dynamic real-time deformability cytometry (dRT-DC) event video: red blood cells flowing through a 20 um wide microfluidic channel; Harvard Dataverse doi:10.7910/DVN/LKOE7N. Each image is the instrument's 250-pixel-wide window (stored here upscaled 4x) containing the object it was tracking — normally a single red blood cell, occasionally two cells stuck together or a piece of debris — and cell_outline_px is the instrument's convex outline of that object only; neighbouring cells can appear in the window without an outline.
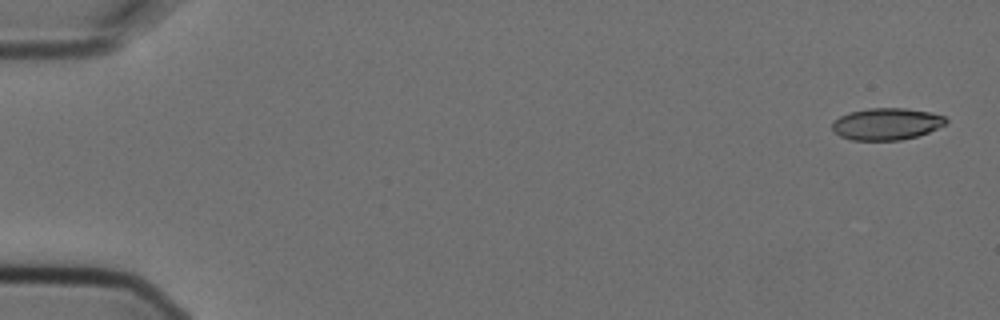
{"species": "Egyptian fruit bat (a non-hibernating species)", "species_latin": "Rousettus aegyptiacus", "temperature_condition": "cold", "stored_images_in_passage": 5, "camera_frame_rate_fps": 3000, "um_per_image_px": 0.085, "animal": {"sex": "female"}, "frame": {"image": 1, "passage_image": 1, "time_ms": 0.0, "image_size_px": [1000, 320], "cell_outline_px": [[948, 124], [928, 132], [916, 136], [900, 140], [852, 140], [840, 136], [832, 128], [832, 124], [840, 116], [848, 112], [868, 108], [904, 108], [932, 112], [944, 116], [948, 120]], "centroid_in_image_um": [75.39, 10.53], "position_along_channel_um": 9.6, "area_um2": 21.15}}
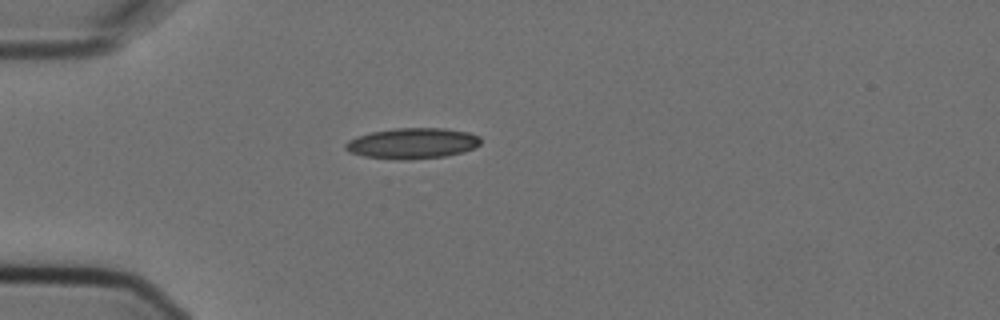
{"frame": {"image": 2, "passage_image": 4, "time_ms": 1.0, "image_size_px": [1000, 320], "cell_outline_px": [[480, 144], [476, 148], [464, 152], [444, 156], [408, 160], [400, 160], [364, 156], [348, 152], [344, 148], [344, 144], [348, 140], [356, 136], [372, 132], [396, 128], [444, 128], [468, 132], [480, 136]], "centroid_in_image_um": [35.05, 12.18], "position_along_channel_um": 49.9, "area_um2": 24.39}}